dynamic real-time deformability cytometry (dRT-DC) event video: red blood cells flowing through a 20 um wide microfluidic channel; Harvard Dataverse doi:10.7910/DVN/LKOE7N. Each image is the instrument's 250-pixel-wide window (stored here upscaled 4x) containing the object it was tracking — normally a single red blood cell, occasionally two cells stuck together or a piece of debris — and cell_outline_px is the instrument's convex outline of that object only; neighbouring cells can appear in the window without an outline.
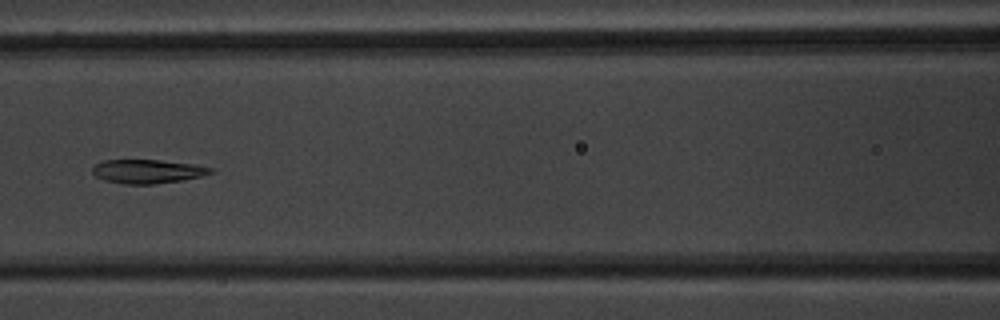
{"species": "common noctule bat (a hibernating species)", "species_latin": "Nyctalus noctula", "temperature_condition": "warm", "stored_images_in_passage": 40, "segment_of_instrument_passage": [1, 2], "camera_frame_rate_fps": 3000, "um_per_image_px": 0.085, "animal": {"sex": "male", "body_mass_g": 20.1, "forearm_length_mm": 53.5}, "frame": {"image": 1, "passage_image": 11, "time_ms": 3.333, "image_size_px": [1000, 320], "cell_outline_px": [[212, 172], [200, 176], [184, 180], [152, 184], [124, 184], [104, 180], [96, 176], [92, 172], [92, 168], [96, 164], [104, 160], [160, 160], [192, 164], [212, 168]], "centroid_in_image_um": [12.5, 14.57], "position_along_channel_um": 154.1, "area_um2": 16.24}}
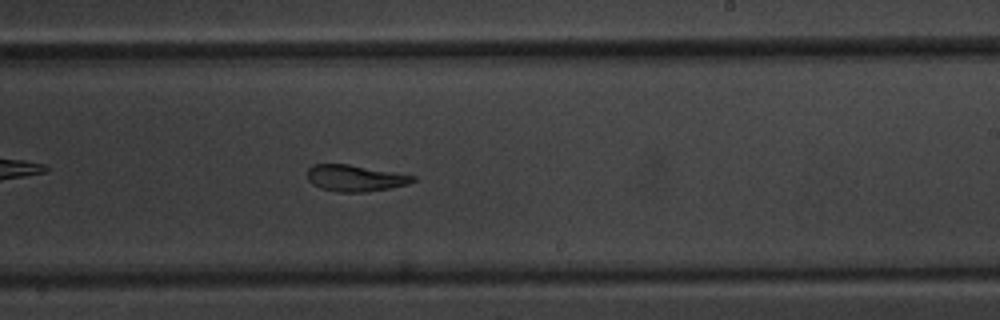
{"frame": {"image": 2, "passage_image": 19, "time_ms": 6.0, "image_size_px": [1000, 320], "cell_outline_px": [[416, 180], [408, 184], [388, 188], [364, 192], [336, 192], [320, 188], [312, 184], [308, 180], [308, 168], [312, 164], [348, 164], [416, 176]], "centroid_in_image_um": [30.15, 15.14], "position_along_channel_um": 258.8, "area_um2": 16.18}}
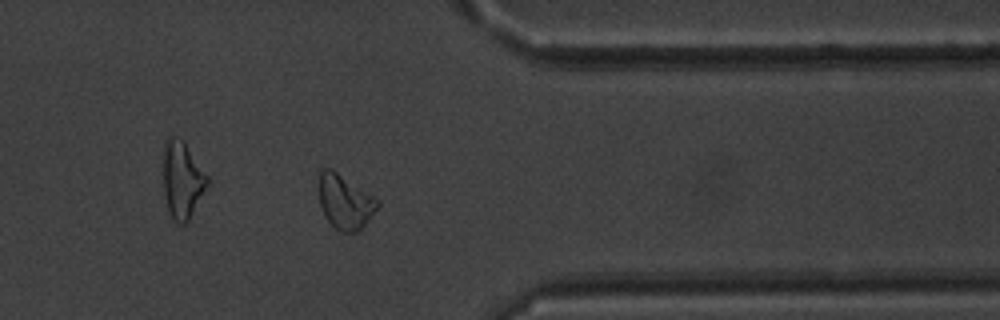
{"frame": {"image": 3, "passage_image": 29, "time_ms": 9.333, "image_size_px": [1000, 320], "cell_outline_px": [[380, 204], [364, 224], [356, 232], [340, 232], [328, 220], [320, 204], [320, 172], [324, 168], [332, 168], [376, 196], [380, 200]], "centroid_in_image_um": [29.36, 17.12], "position_along_channel_um": 382.0, "area_um2": 18.38}}